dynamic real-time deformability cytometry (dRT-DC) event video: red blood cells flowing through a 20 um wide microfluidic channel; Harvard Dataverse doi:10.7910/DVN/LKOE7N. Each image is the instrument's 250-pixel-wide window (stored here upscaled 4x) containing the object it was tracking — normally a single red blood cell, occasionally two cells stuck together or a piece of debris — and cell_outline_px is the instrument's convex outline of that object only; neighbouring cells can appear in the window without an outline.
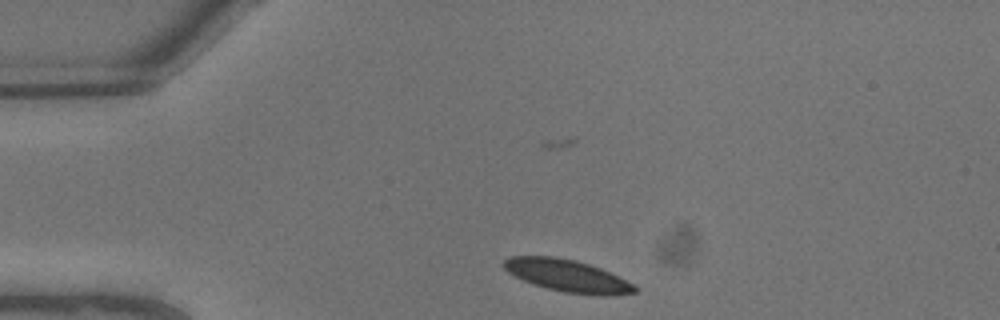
{"species": "common noctule bat (a hibernating species)", "species_latin": "Nyctalus noctula", "temperature_condition": "warm", "stored_images_in_passage": 4, "camera_frame_rate_fps": 3000, "um_per_image_px": 0.085, "animal": {"sex": "male", "body_mass_g": 13.3}, "frame": {"image": 1, "passage_image": 1, "time_ms": 0.0, "image_size_px": [1000, 320], "cell_outline_px": [[640, 288], [636, 292], [608, 296], [596, 296], [564, 292], [548, 288], [524, 280], [508, 272], [500, 264], [504, 260], [512, 256], [552, 256], [572, 260], [588, 264], [600, 268]], "centroid_in_image_um": [48.22, 23.44], "position_along_channel_um": 36.8, "area_um2": 24.22}}
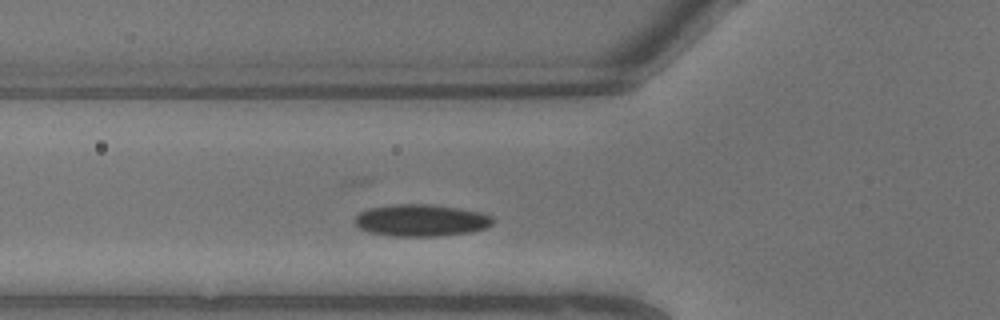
{"frame": {"image": 2, "passage_image": 4, "time_ms": 1.0, "image_size_px": [1000, 320], "cell_outline_px": [[496, 220], [492, 224], [484, 228], [468, 232], [436, 236], [396, 236], [372, 232], [360, 228], [352, 224], [352, 220], [360, 212], [368, 208], [392, 204], [432, 204], [460, 208], [480, 212], [492, 216]], "centroid_in_image_um": [35.77, 18.71], "position_along_channel_um": 90.0, "area_um2": 25.78}}